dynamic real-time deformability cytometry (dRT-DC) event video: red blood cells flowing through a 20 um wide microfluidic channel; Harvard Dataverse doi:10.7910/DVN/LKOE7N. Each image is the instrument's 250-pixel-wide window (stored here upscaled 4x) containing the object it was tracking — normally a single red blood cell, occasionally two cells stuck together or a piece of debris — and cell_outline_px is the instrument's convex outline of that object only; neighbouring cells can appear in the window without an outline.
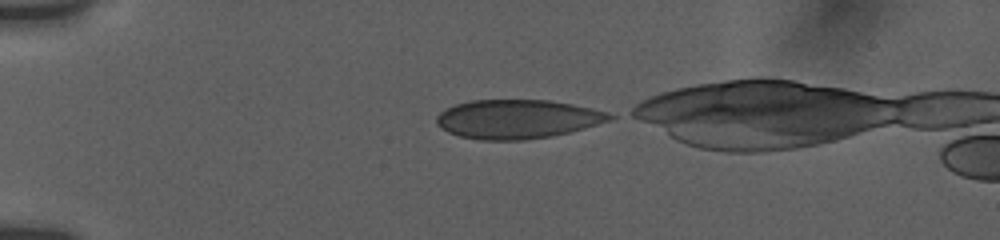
{"species": "human", "species_latin": "Homo sapiens", "temperature_condition": "room temperature", "stored_images_in_passage": 37, "camera_frame_rate_fps": 3000, "um_per_image_px": 0.085, "donor": {"sex": "female"}, "frame": {"image": 1, "passage_image": 1, "time_ms": 0.0, "image_size_px": [1000, 240], "cell_outline_px": [[616, 116], [608, 120], [584, 128], [568, 132], [548, 136], [524, 140], [480, 140], [460, 136], [448, 132], [440, 128], [436, 124], [436, 116], [440, 112], [456, 104], [472, 100], [548, 100], [572, 104], [608, 112]], "centroid_in_image_um": [43.93, 10.12], "position_along_channel_um": 41.1, "area_um2": 39.02}}
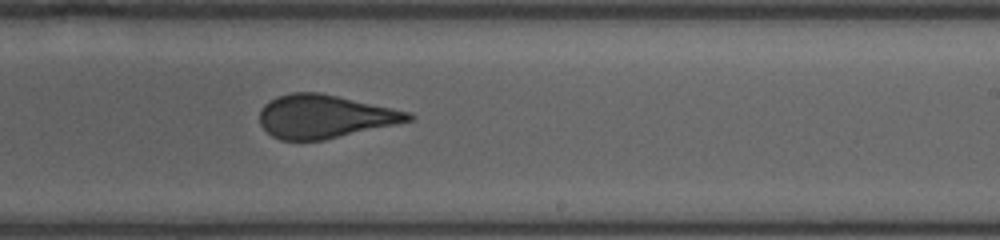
{"frame": {"image": 2, "passage_image": 22, "time_ms": 7.0, "image_size_px": [1000, 240], "cell_outline_px": [[416, 116], [412, 120], [324, 140], [280, 140], [272, 136], [260, 124], [260, 108], [268, 100], [276, 96], [292, 92], [320, 92], [412, 112]], "centroid_in_image_um": [27.58, 9.89], "position_along_channel_um": 261.4, "area_um2": 37.57}}
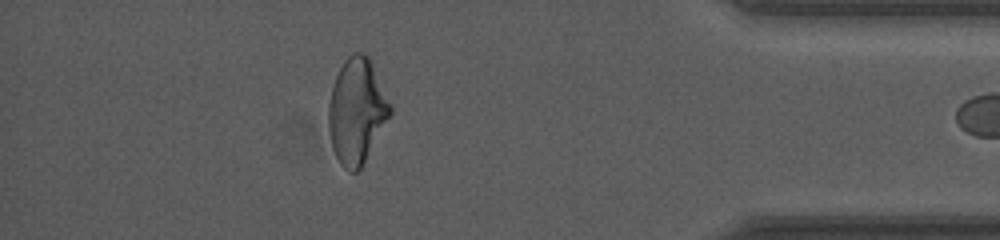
{"frame": {"image": 3, "passage_image": 36, "time_ms": 11.667, "image_size_px": [1000, 240], "cell_outline_px": [[392, 112], [360, 168], [356, 172], [348, 172], [340, 164], [332, 148], [328, 128], [328, 104], [332, 88], [336, 76], [344, 60], [352, 52], [364, 52], [368, 56], [392, 104]], "centroid_in_image_um": [30.31, 9.42], "position_along_channel_um": 404.9, "area_um2": 37.69}}